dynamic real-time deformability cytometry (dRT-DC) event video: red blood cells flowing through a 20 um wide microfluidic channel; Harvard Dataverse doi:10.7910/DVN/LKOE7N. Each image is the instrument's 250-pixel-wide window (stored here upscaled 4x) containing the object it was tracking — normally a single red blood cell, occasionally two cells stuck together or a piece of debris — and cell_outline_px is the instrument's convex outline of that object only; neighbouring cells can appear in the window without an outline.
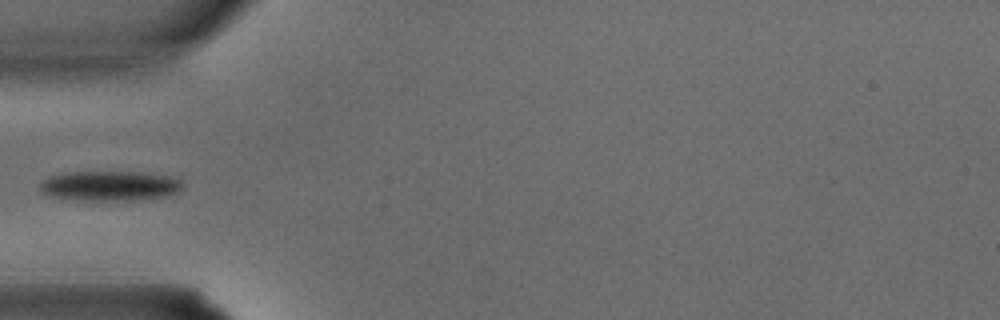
{"species": "common noctule bat (a hibernating species)", "species_latin": "Nyctalus noctula", "temperature_condition": "warm", "stored_images_in_passage": 24, "camera_frame_rate_fps": 3000, "um_per_image_px": 0.085, "animal": {"sex": "male", "body_mass_g": 15.6}, "frame": {"image": 1, "passage_image": 1, "time_ms": 0.0, "image_size_px": [1000, 320], "cell_outline_px": [[184, 184], [176, 192], [168, 196], [132, 200], [64, 200], [48, 196], [40, 188], [40, 184], [48, 176], [64, 172], [136, 172], [168, 176], [180, 180]], "centroid_in_image_um": [9.27, 15.8], "position_along_channel_um": 75.7, "area_um2": 24.91}}
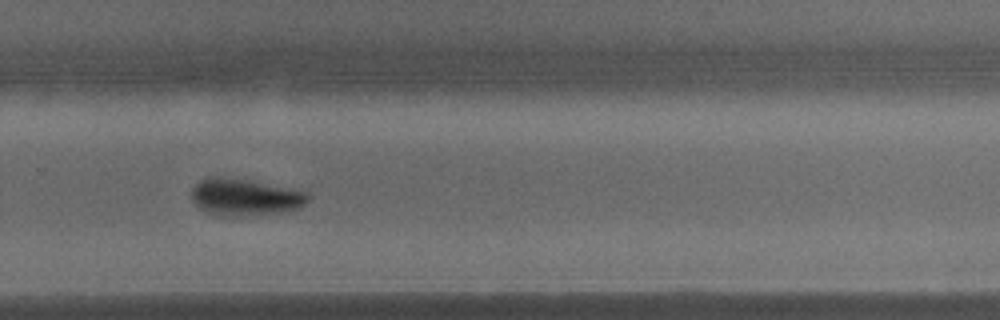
{"frame": {"image": 2, "passage_image": 13, "time_ms": 4.0, "image_size_px": [1000, 320], "cell_outline_px": [[308, 200], [300, 208], [284, 212], [244, 216], [220, 216], [204, 212], [192, 200], [192, 188], [200, 180], [212, 176], [220, 176], [248, 180], [308, 192]], "centroid_in_image_um": [20.8, 16.77], "position_along_channel_um": 309.0, "area_um2": 25.09}}
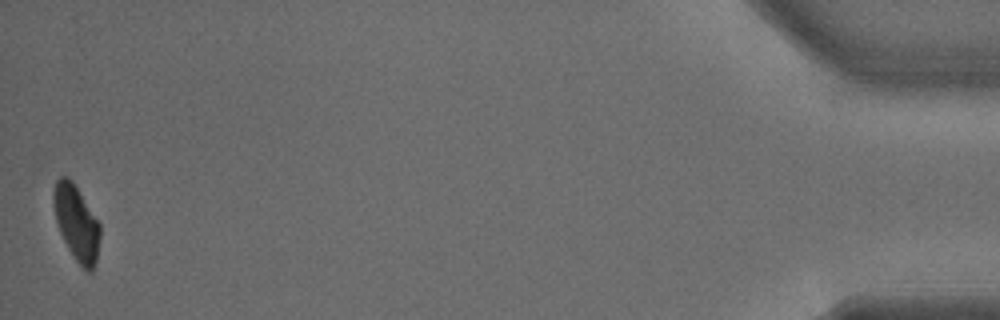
{"frame": {"image": 3, "passage_image": 24, "time_ms": 7.667, "image_size_px": [1000, 320], "cell_outline_px": [[100, 236], [96, 260], [92, 272], [88, 272], [76, 260], [68, 248], [60, 232], [56, 220], [52, 204], [52, 192], [56, 180], [60, 176], [68, 176], [72, 180], [100, 224]], "centroid_in_image_um": [6.47, 18.91], "position_along_channel_um": 428.7, "area_um2": 20.29}}